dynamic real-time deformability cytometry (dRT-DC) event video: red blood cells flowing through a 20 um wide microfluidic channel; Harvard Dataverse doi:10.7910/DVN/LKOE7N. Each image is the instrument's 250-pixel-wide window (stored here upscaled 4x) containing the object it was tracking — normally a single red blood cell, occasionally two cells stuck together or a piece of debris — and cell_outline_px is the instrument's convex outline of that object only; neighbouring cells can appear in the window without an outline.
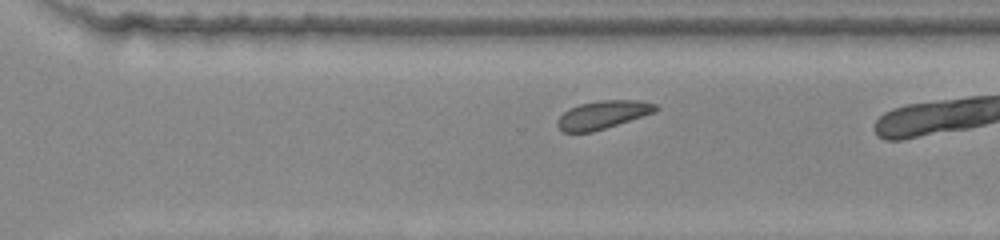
{"species": "common noctule bat (a hibernating species)", "species_latin": "Nyctalus noctula", "temperature_condition": "warm", "stored_images_in_passage": 26, "camera_frame_rate_fps": 3000, "um_per_image_px": 0.085, "animal": {"sex": "female", "body_mass_g": 22.0, "forearm_length_mm": 56.7}, "frame": {"image": 1, "passage_image": 22, "time_ms": 7.0, "image_size_px": [1000, 240], "cell_outline_px": [[660, 108], [656, 112], [592, 132], [564, 132], [556, 124], [560, 116], [564, 112], [580, 104], [600, 100], [640, 100], [656, 104]], "centroid_in_image_um": [51.29, 9.74], "position_along_channel_um": 319.3, "area_um2": 15.95}}